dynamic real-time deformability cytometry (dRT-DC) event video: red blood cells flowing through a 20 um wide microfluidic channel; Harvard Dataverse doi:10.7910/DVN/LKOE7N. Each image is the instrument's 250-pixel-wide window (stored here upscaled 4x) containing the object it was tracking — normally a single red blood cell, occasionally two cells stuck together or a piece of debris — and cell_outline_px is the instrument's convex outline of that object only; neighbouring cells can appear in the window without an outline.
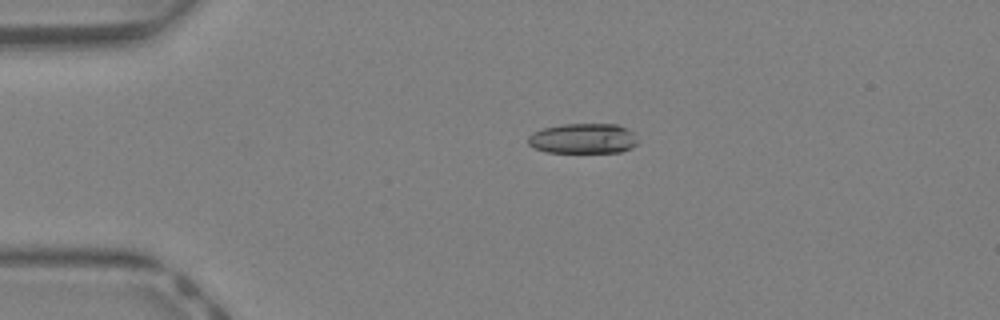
{"species": "Egyptian fruit bat (a non-hibernating species)", "species_latin": "Rousettus aegyptiacus", "temperature_condition": "warm", "stored_images_in_passage": 35, "camera_frame_rate_fps": 3000, "um_per_image_px": 0.085, "animal": {"sex": "female"}, "frame": {"image": 1, "passage_image": 1, "time_ms": 0.0, "image_size_px": [1000, 320], "cell_outline_px": [[636, 144], [632, 148], [620, 152], [548, 152], [532, 148], [528, 144], [528, 136], [532, 132], [544, 128], [564, 124], [616, 124], [628, 128], [632, 132], [636, 140]], "centroid_in_image_um": [49.54, 11.77], "position_along_channel_um": 35.5, "area_um2": 19.31}}
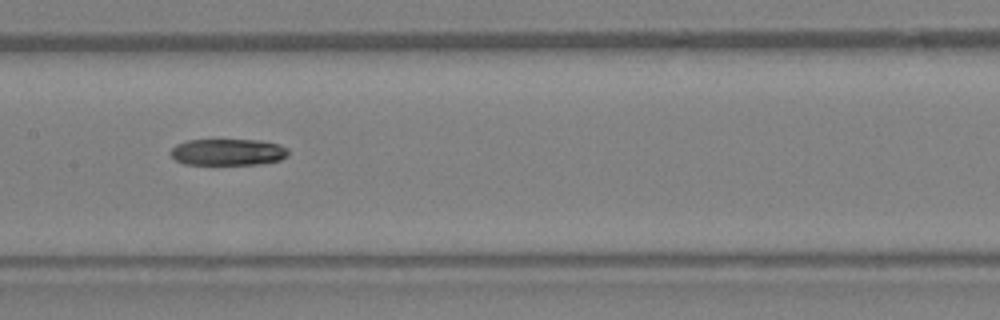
{"frame": {"image": 2, "passage_image": 13, "time_ms": 4.0, "image_size_px": [1000, 320], "cell_outline_px": [[288, 156], [280, 160], [260, 164], [184, 164], [176, 160], [172, 156], [172, 148], [176, 144], [188, 140], [260, 140], [280, 144], [288, 148]], "centroid_in_image_um": [19.42, 12.92], "position_along_channel_um": 188.0, "area_um2": 18.21}}
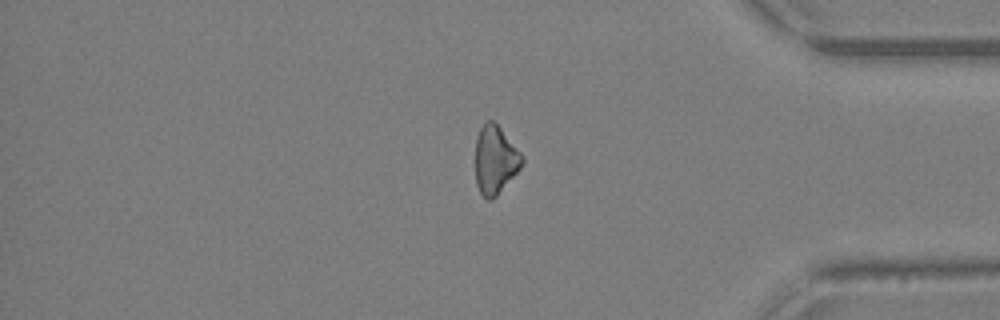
{"frame": {"image": 3, "passage_image": 27, "time_ms": 8.667, "image_size_px": [1000, 320], "cell_outline_px": [[524, 160], [520, 168], [496, 196], [492, 200], [488, 200], [480, 192], [476, 184], [476, 136], [480, 128], [488, 120], [492, 120], [500, 128], [524, 156]], "centroid_in_image_um": [42.09, 13.59], "position_along_channel_um": 393.1, "area_um2": 18.32}}